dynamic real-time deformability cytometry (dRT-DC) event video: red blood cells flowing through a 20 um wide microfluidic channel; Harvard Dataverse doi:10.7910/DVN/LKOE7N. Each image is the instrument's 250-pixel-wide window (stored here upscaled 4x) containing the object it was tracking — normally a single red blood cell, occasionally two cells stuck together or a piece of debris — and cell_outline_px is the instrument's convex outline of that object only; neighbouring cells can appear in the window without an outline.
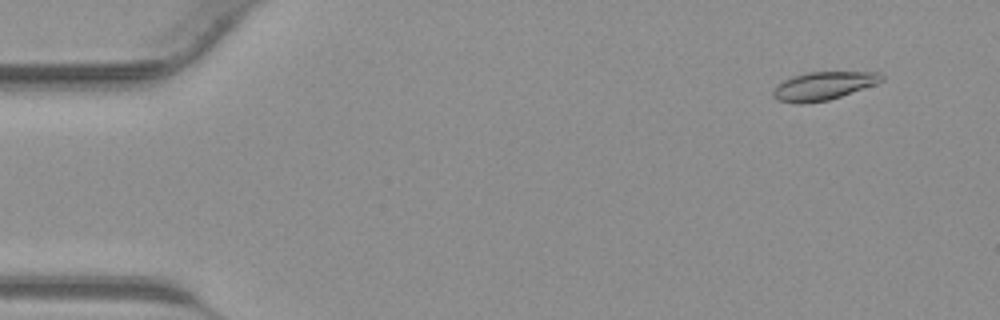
{"species": "common noctule bat (a hibernating species)", "species_latin": "Nyctalus noctula", "temperature_condition": "warm", "stored_images_in_passage": 43, "camera_frame_rate_fps": 3000, "um_per_image_px": 0.085, "animal": {"sex": "male", "body_mass_g": 23.1, "forearm_length_mm": 52.7}, "frame": {"image": 1, "passage_image": 4, "time_ms": 1.0, "image_size_px": [1000, 320], "cell_outline_px": [[884, 80], [876, 84], [828, 100], [804, 104], [800, 104], [776, 100], [772, 96], [772, 92], [776, 84], [792, 76], [808, 72], [880, 72], [884, 76]], "centroid_in_image_um": [69.95, 7.3], "position_along_channel_um": 15.0, "area_um2": 17.92}}
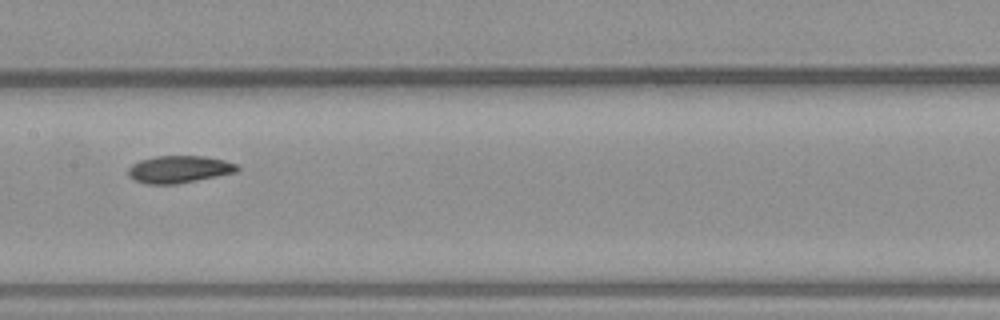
{"frame": {"image": 2, "passage_image": 22, "time_ms": 7.0, "image_size_px": [1000, 320], "cell_outline_px": [[240, 168], [236, 172], [176, 184], [144, 184], [128, 176], [128, 168], [132, 164], [140, 160], [156, 156], [204, 156], [224, 160], [236, 164]], "centroid_in_image_um": [15.2, 14.39], "position_along_channel_um": 192.2, "area_um2": 17.22}}
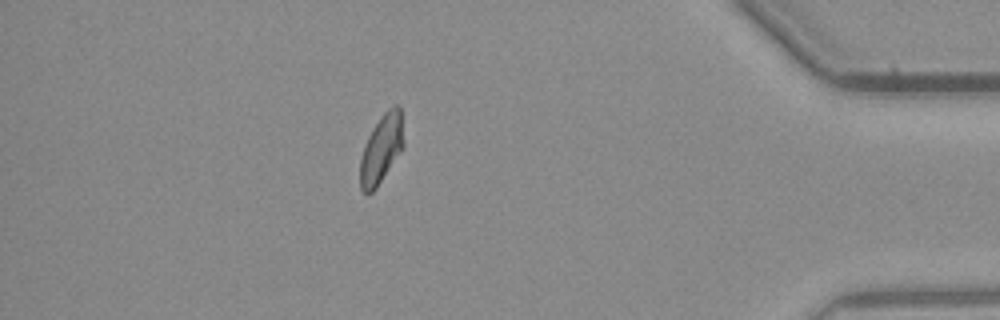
{"frame": {"image": 3, "passage_image": 38, "time_ms": 12.333, "image_size_px": [1000, 320], "cell_outline_px": [[404, 148], [376, 188], [372, 192], [364, 192], [360, 188], [360, 160], [364, 144], [372, 128], [384, 112], [392, 104], [396, 104], [400, 108], [404, 140]], "centroid_in_image_um": [32.43, 12.63], "position_along_channel_um": 402.8, "area_um2": 17.51}}